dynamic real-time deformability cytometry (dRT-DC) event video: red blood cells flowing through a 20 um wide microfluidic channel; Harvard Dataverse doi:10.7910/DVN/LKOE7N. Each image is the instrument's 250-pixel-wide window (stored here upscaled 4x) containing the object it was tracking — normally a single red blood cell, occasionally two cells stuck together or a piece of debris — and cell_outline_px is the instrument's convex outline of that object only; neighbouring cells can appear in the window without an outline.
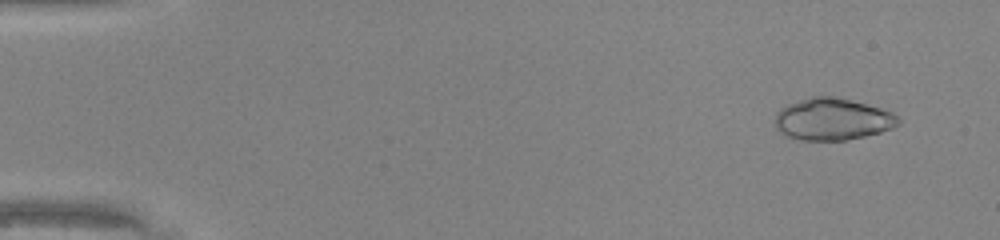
{"species": "common noctule bat (a hibernating species)", "species_latin": "Nyctalus noctula", "temperature_condition": "warm", "stored_images_in_passage": 11, "camera_frame_rate_fps": 3000, "um_per_image_px": 0.085, "animal": {"sex": "male", "body_mass_g": 20.0, "forearm_length_mm": 53.3}, "frame": {"image": 1, "passage_image": 4, "time_ms": 1.0, "image_size_px": [1000, 240], "cell_outline_px": [[900, 124], [892, 128], [880, 132], [864, 136], [844, 140], [800, 140], [788, 136], [780, 132], [776, 128], [776, 112], [780, 108], [788, 104], [812, 96], [836, 96], [880, 108], [892, 112], [900, 116]], "centroid_in_image_um": [70.78, 10.13], "position_along_channel_um": 14.2, "area_um2": 30.11}}